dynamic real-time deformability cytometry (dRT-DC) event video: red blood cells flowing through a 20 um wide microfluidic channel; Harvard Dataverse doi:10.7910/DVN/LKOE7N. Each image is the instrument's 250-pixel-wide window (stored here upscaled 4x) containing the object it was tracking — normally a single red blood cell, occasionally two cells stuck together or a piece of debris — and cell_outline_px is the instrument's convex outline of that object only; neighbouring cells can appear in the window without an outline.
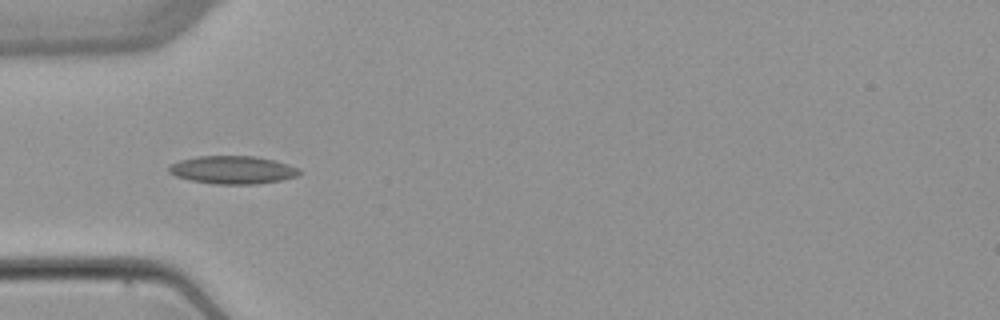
{"species": "common noctule bat (a hibernating species)", "species_latin": "Nyctalus noctula", "temperature_condition": "warm", "stored_images_in_passage": 5, "camera_frame_rate_fps": 3000, "um_per_image_px": 0.085, "animal": {"sex": "female", "body_mass_g": 22.7, "forearm_length_mm": 54.2}, "frame": {"image": 1, "passage_image": 5, "time_ms": 5.0, "image_size_px": [1000, 320], "cell_outline_px": [[300, 172], [296, 176], [280, 180], [260, 184], [212, 184], [192, 180], [176, 176], [168, 172], [168, 168], [172, 164], [180, 160], [196, 156], [256, 156], [288, 164], [300, 168]], "centroid_in_image_um": [19.77, 14.44], "position_along_channel_um": 65.2, "area_um2": 21.21}}